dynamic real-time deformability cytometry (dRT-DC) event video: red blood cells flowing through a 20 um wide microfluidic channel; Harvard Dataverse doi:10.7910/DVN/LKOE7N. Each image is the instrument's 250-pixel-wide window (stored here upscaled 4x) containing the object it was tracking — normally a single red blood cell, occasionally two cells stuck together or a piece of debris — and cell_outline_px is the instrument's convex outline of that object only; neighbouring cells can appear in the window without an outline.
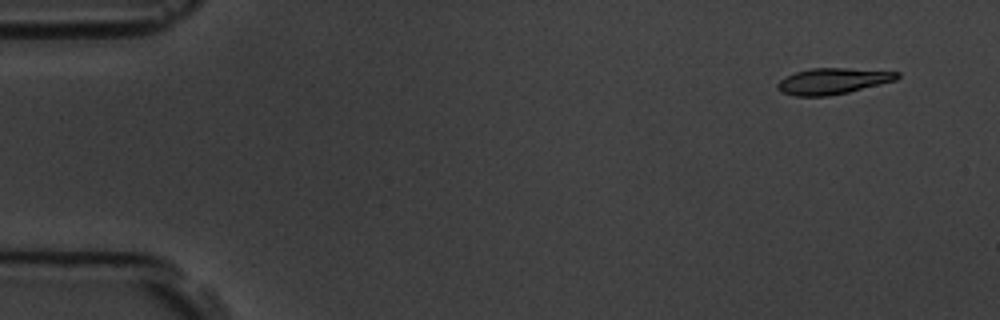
{"species": "common noctule bat (a hibernating species)", "species_latin": "Nyctalus noctula", "temperature_condition": "room temperature", "stored_images_in_passage": 5, "camera_frame_rate_fps": 3000, "um_per_image_px": 0.085, "animal": {"sex": "male", "body_mass_g": 19.5, "forearm_length_mm": 54.6}, "frame": {"image": 1, "passage_image": 1, "time_ms": 0.0, "image_size_px": [1000, 320], "cell_outline_px": [[900, 76], [896, 80], [848, 92], [828, 96], [796, 96], [780, 92], [776, 88], [776, 84], [784, 76], [796, 72], [812, 68], [848, 68], [900, 72]], "centroid_in_image_um": [70.75, 6.89], "position_along_channel_um": 14.3, "area_um2": 18.21}}
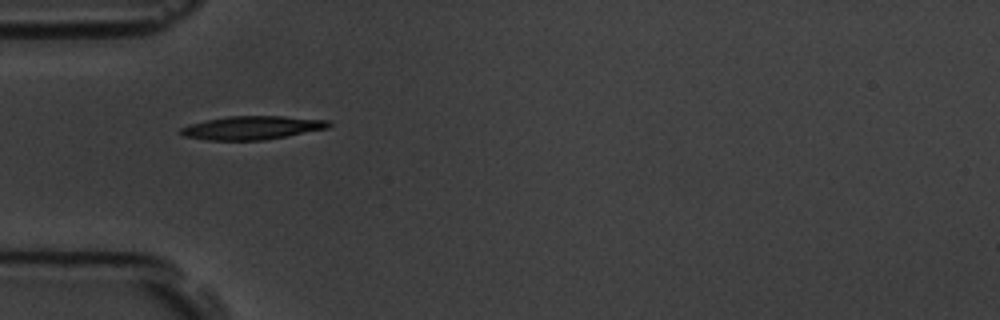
{"frame": {"image": 2, "passage_image": 4, "time_ms": 4.333, "image_size_px": [1000, 320], "cell_outline_px": [[332, 124], [328, 128], [264, 140], [208, 140], [184, 136], [180, 132], [180, 128], [188, 124], [228, 116], [284, 116], [328, 120]], "centroid_in_image_um": [21.42, 10.85], "position_along_channel_um": 63.6, "area_um2": 20.11}}
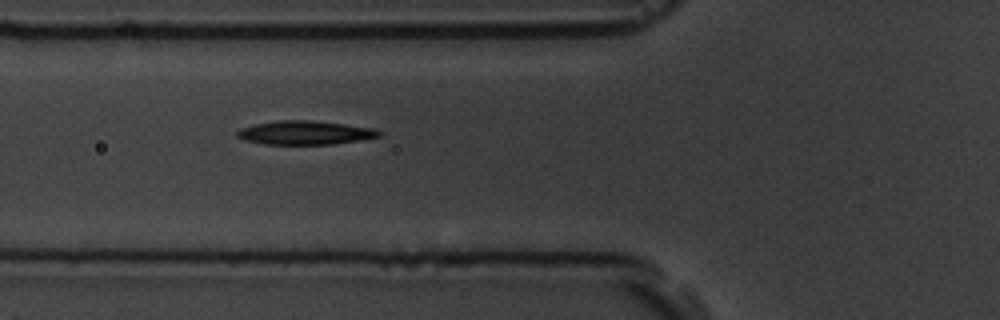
{"frame": {"image": 3, "passage_image": 5, "time_ms": 5.333, "image_size_px": [1000, 320], "cell_outline_px": [[384, 132], [380, 136], [332, 144], [264, 144], [244, 140], [236, 136], [236, 132], [240, 128], [256, 124], [280, 120], [312, 120], [376, 128]], "centroid_in_image_um": [25.93, 11.27], "position_along_channel_um": 99.9, "area_um2": 19.59}}